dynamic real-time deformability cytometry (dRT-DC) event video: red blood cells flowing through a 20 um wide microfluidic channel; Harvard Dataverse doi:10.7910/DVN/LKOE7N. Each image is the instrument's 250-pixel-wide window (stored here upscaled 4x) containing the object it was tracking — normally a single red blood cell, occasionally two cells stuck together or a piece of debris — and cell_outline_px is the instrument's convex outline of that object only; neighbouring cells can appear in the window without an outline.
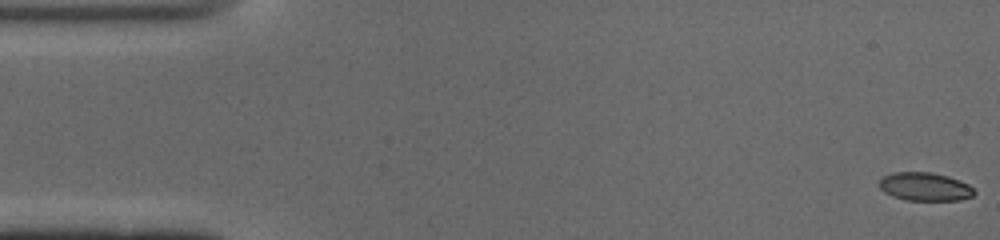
{"species": "common noctule bat (a hibernating species)", "species_latin": "Nyctalus noctula", "temperature_condition": "cold", "stored_images_in_passage": 52, "camera_frame_rate_fps": 3000, "um_per_image_px": 0.085, "animal": {"sex": "male", "body_mass_g": 19.0, "forearm_length_mm": 50.8}, "frame": {"image": 1, "passage_image": 1, "time_ms": 0.0, "image_size_px": [1000, 240], "cell_outline_px": [[976, 192], [972, 196], [960, 200], [904, 200], [892, 196], [884, 192], [880, 188], [880, 180], [884, 176], [892, 172], [932, 172], [948, 176], [960, 180], [968, 184]], "centroid_in_image_um": [78.62, 15.86], "position_along_channel_um": 6.4, "area_um2": 15.72}}
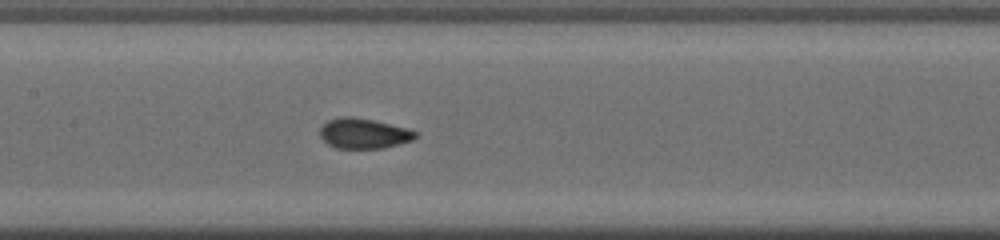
{"frame": {"image": 2, "passage_image": 24, "time_ms": 7.667, "image_size_px": [1000, 240], "cell_outline_px": [[416, 136], [412, 140], [384, 148], [336, 148], [328, 144], [320, 136], [320, 128], [328, 120], [344, 116], [348, 116], [372, 120], [404, 128], [416, 132]], "centroid_in_image_um": [30.87, 11.35], "position_along_channel_um": 176.5, "area_um2": 16.42}}
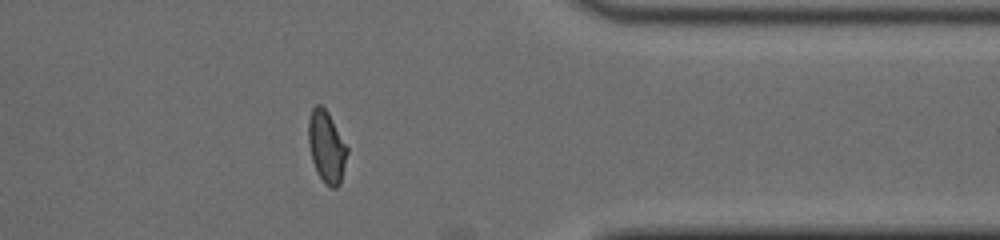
{"frame": {"image": 3, "passage_image": 41, "time_ms": 13.333, "image_size_px": [1000, 240], "cell_outline_px": [[348, 152], [340, 184], [336, 188], [332, 188], [324, 184], [316, 172], [312, 160], [308, 144], [308, 120], [312, 108], [316, 104], [320, 104], [328, 112], [348, 148]], "centroid_in_image_um": [27.74, 12.49], "position_along_channel_um": 383.7, "area_um2": 16.36}, "authors_computed_cell_mechanics": {"area_um2": 16.4152, "velocity_mm_per_s": 3.9345, "shape_relaxation_time_tau1_ms": 7.1795, "shape_relaxation_time_tau2_ms": 0.6568, "deformation_change_tau1": 0.1962, "deformation_change_tau2": 0.0543}}